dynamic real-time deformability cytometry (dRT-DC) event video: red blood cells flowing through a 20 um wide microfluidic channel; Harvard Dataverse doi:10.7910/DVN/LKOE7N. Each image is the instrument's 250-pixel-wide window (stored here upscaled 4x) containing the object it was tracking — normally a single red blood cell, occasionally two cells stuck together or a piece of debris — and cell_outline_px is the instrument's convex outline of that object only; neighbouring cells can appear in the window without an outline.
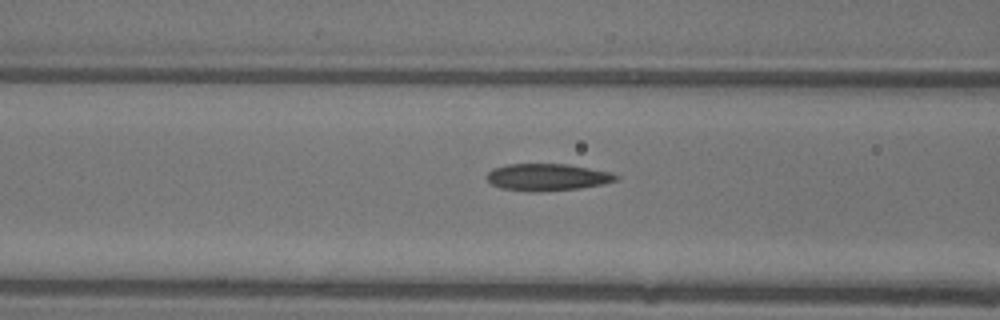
{"species": "common noctule bat (a hibernating species)", "species_latin": "Nyctalus noctula", "temperature_condition": "warm", "stored_images_in_passage": 5, "camera_frame_rate_fps": 3000, "um_per_image_px": 0.085, "animal": {"sex": "female"}, "frame": {"image": 1, "passage_image": 4, "time_ms": 1.0, "image_size_px": [1000, 320], "cell_outline_px": [[620, 176], [616, 180], [604, 184], [580, 188], [536, 192], [532, 192], [500, 188], [492, 184], [488, 180], [488, 172], [492, 168], [508, 164], [568, 164], [612, 172]], "centroid_in_image_um": [46.54, 15.06], "position_along_channel_um": 120.1, "area_um2": 20.4}}